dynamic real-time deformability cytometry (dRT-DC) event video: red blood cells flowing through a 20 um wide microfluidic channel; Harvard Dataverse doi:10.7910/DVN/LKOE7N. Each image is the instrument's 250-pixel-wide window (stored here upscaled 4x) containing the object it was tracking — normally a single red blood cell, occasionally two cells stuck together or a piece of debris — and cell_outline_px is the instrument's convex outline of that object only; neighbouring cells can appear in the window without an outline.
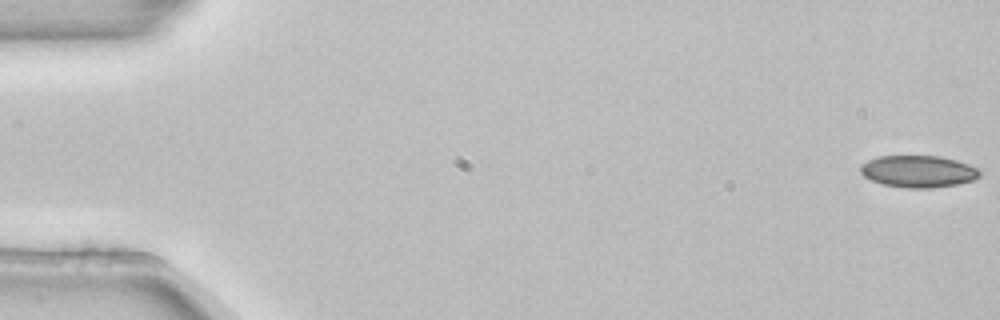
{"species": "common noctule bat (a hibernating species)", "species_latin": "Nyctalus noctula", "temperature_condition": "room temperature", "stored_images_in_passage": 6, "camera_frame_rate_fps": 3000, "um_per_image_px": 0.085, "animal": {"sex": "female", "body_mass_g": 22.7, "forearm_length_mm": 54.2}, "frame": {"image": 1, "passage_image": 1, "time_ms": 0.0, "image_size_px": [1000, 320], "cell_outline_px": [[980, 176], [972, 180], [956, 184], [932, 188], [904, 188], [884, 184], [872, 180], [864, 176], [860, 172], [860, 164], [876, 156], [940, 156], [956, 160], [968, 164], [976, 168], [980, 172]], "centroid_in_image_um": [78.02, 14.56], "position_along_channel_um": 7.0, "area_um2": 22.14}}
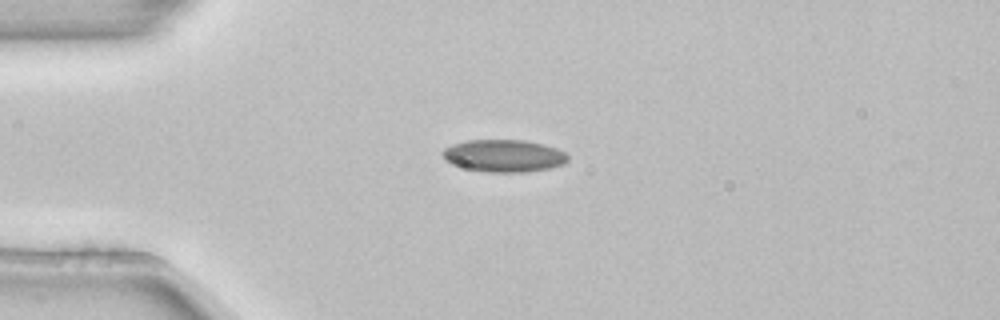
{"frame": {"image": 2, "passage_image": 4, "time_ms": 1.0, "image_size_px": [1000, 320], "cell_outline_px": [[568, 160], [564, 164], [548, 168], [524, 172], [488, 172], [468, 168], [452, 164], [444, 160], [440, 152], [444, 148], [452, 144], [468, 140], [524, 140], [544, 144], [556, 148], [564, 152], [568, 156]], "centroid_in_image_um": [42.81, 13.23], "position_along_channel_um": 42.2, "area_um2": 23.58}}